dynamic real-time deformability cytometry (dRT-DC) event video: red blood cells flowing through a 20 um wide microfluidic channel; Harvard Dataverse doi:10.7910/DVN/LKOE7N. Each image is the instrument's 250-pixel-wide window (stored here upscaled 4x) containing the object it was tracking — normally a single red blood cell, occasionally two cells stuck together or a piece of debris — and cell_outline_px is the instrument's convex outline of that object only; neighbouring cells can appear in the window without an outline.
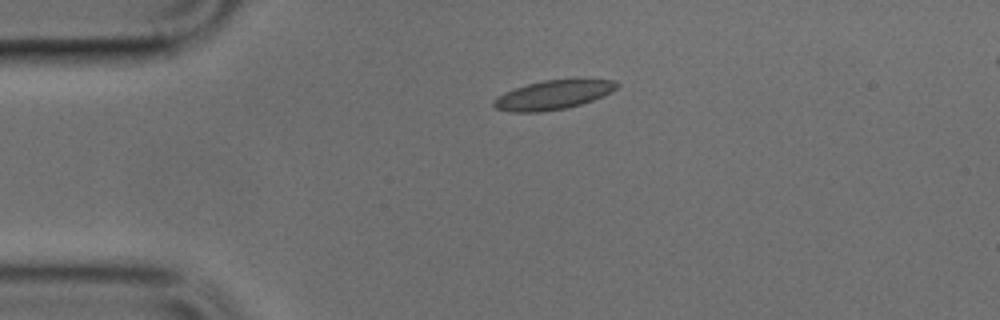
{"species": "common noctule bat (a hibernating species)", "species_latin": "Nyctalus noctula", "temperature_condition": "cold", "stored_images_in_passage": 40, "camera_frame_rate_fps": 3000, "um_per_image_px": 0.085, "animal": {"sex": "male", "body_mass_g": 17.9, "forearm_length_mm": 54.2}, "frame": {"image": 1, "passage_image": 1, "time_ms": 0.0, "image_size_px": [1000, 320], "cell_outline_px": [[620, 84], [612, 92], [592, 100], [568, 108], [540, 112], [512, 112], [496, 108], [492, 104], [492, 100], [496, 96], [504, 92], [528, 84], [544, 80], [612, 80]], "centroid_in_image_um": [46.97, 8.08], "position_along_channel_um": 38.0, "area_um2": 20.63}}
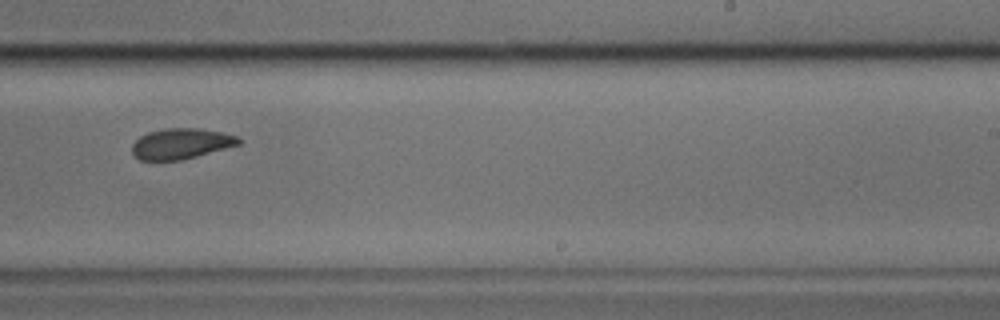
{"frame": {"image": 2, "passage_image": 21, "time_ms": 6.667, "image_size_px": [1000, 320], "cell_outline_px": [[240, 144], [196, 156], [180, 160], [140, 160], [132, 152], [132, 144], [140, 136], [148, 132], [168, 128], [196, 128], [220, 132], [236, 136], [240, 140]], "centroid_in_image_um": [15.35, 12.21], "position_along_channel_um": 273.6, "area_um2": 18.67}}
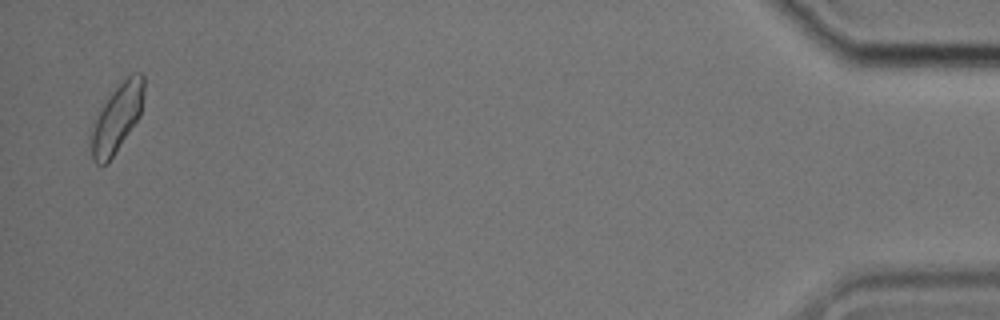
{"frame": {"image": 3, "passage_image": 39, "time_ms": 12.667, "image_size_px": [1000, 320], "cell_outline_px": [[144, 92], [140, 116], [108, 164], [96, 164], [92, 160], [92, 120], [112, 92], [132, 72], [140, 72], [144, 76]], "centroid_in_image_um": [9.95, 10.03], "position_along_channel_um": 425.3, "area_um2": 20.81}}